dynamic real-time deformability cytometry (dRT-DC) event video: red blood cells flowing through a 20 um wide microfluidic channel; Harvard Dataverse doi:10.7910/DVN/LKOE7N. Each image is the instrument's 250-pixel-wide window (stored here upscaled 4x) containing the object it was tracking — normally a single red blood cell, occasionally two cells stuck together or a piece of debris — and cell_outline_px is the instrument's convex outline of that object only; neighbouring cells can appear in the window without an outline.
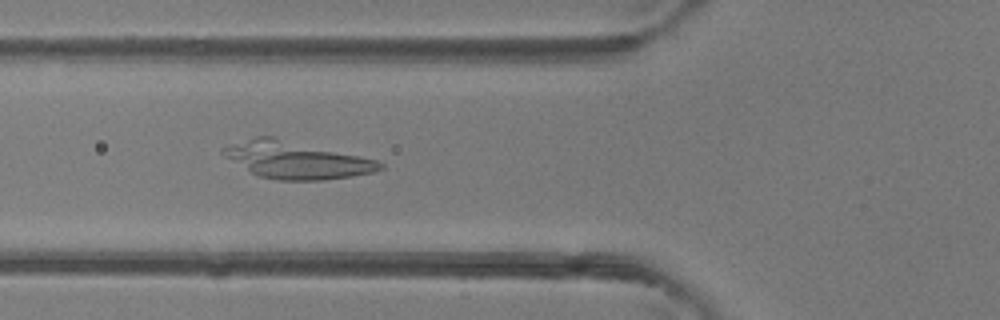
{"species": "common noctule bat (a hibernating species)", "species_latin": "Nyctalus noctula", "temperature_condition": "room temperature", "stored_images_in_passage": 47, "camera_frame_rate_fps": 3000, "um_per_image_px": 0.085, "animal": {"sex": "female"}, "frame": {"image": 1, "passage_image": 18, "time_ms": 5.667, "image_size_px": [1000, 320], "cell_outline_px": [[384, 168], [372, 172], [352, 176], [320, 180], [280, 180], [260, 176], [252, 172], [220, 152], [220, 148], [228, 144], [256, 136], [272, 136], [360, 156], [376, 160], [384, 164]], "centroid_in_image_um": [25.17, 13.59], "position_along_channel_um": 100.6, "area_um2": 33.35}}
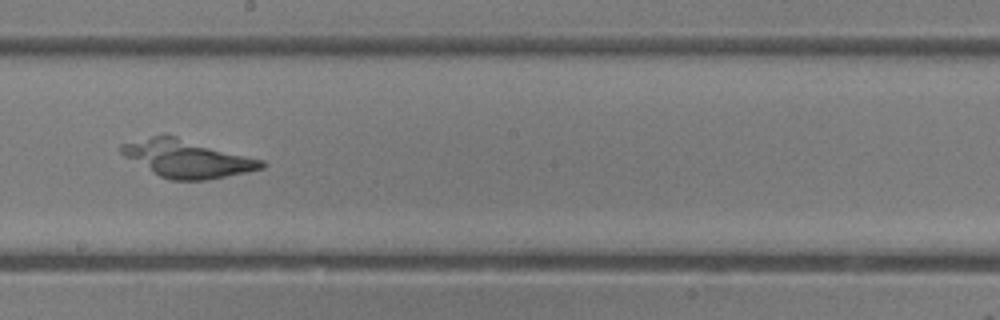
{"frame": {"image": 2, "passage_image": 27, "time_ms": 8.667, "image_size_px": [1000, 320], "cell_outline_px": [[268, 164], [264, 168], [204, 180], [172, 180], [160, 176], [124, 156], [120, 152], [120, 144], [152, 136], [176, 136], [264, 160]], "centroid_in_image_um": [15.92, 13.48], "position_along_channel_um": 232.3, "area_um2": 30.17}}
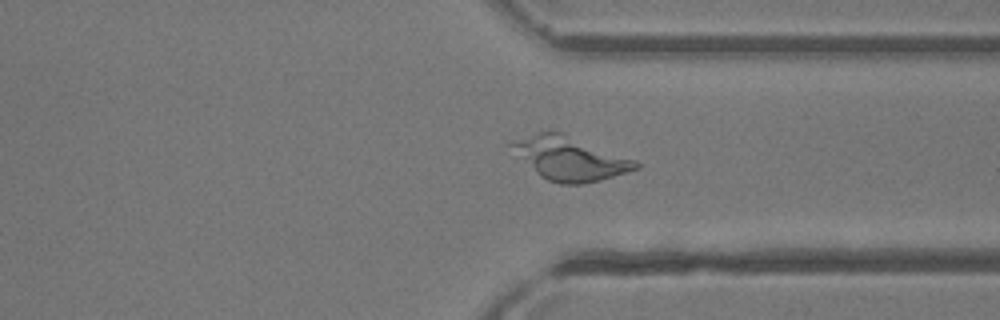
{"frame": {"image": 3, "passage_image": 36, "time_ms": 11.667, "image_size_px": [1000, 320], "cell_outline_px": [[640, 168], [600, 180], [584, 184], [560, 184], [548, 180], [540, 176], [508, 144], [540, 132], [560, 132], [636, 160], [640, 164]], "centroid_in_image_um": [48.52, 13.5], "position_along_channel_um": 362.9, "area_um2": 30.46}}